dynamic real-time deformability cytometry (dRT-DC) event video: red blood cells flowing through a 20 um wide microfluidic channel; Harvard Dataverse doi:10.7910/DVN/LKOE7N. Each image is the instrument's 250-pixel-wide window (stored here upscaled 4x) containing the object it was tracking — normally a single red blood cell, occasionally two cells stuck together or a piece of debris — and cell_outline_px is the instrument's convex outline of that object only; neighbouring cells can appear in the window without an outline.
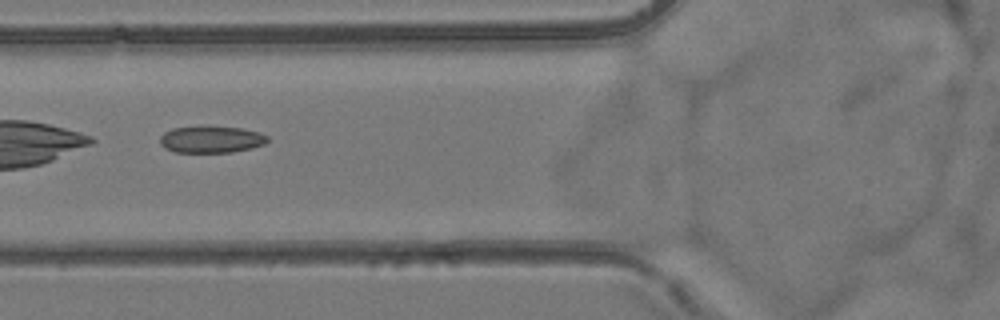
{"species": "common noctule bat (a hibernating species)", "species_latin": "Nyctalus noctula", "temperature_condition": "room temperature", "stored_images_in_passage": 8, "camera_frame_rate_fps": 3000, "um_per_image_px": 0.085, "animal": {"sex": "female", "body_mass_g": 24.6, "forearm_length_mm": 56.2}, "frame": {"image": 1, "passage_image": 5, "time_ms": 5.0, "image_size_px": [1000, 320], "cell_outline_px": [[268, 140], [264, 144], [252, 148], [232, 152], [176, 152], [164, 148], [160, 144], [160, 136], [164, 132], [172, 128], [244, 128], [260, 132], [268, 136]], "centroid_in_image_um": [17.97, 11.88], "position_along_channel_um": 107.8, "area_um2": 16.42}}
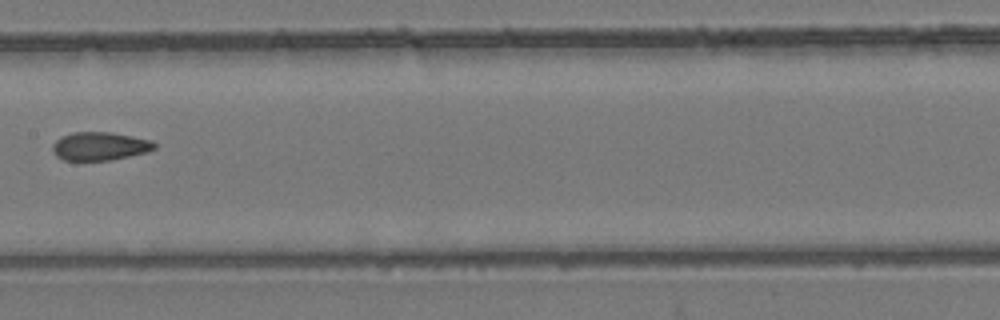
{"frame": {"image": 2, "passage_image": 7, "time_ms": 7.333, "image_size_px": [1000, 320], "cell_outline_px": [[156, 148], [148, 152], [112, 160], [64, 160], [56, 156], [52, 152], [52, 144], [60, 136], [72, 132], [112, 132], [152, 140], [156, 144]], "centroid_in_image_um": [8.48, 12.42], "position_along_channel_um": 198.9, "area_um2": 17.05}}
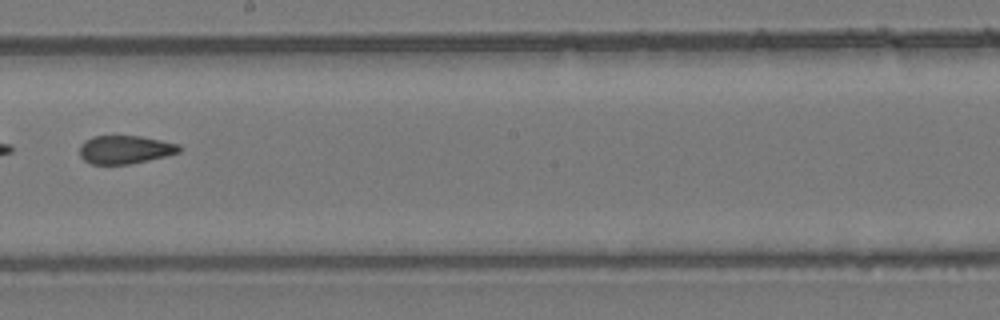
{"frame": {"image": 3, "passage_image": 8, "time_ms": 8.333, "image_size_px": [1000, 320], "cell_outline_px": [[180, 152], [148, 160], [128, 164], [92, 164], [84, 160], [80, 156], [80, 144], [84, 140], [92, 136], [140, 136], [180, 144]], "centroid_in_image_um": [10.6, 12.71], "position_along_channel_um": 237.6, "area_um2": 16.36}}